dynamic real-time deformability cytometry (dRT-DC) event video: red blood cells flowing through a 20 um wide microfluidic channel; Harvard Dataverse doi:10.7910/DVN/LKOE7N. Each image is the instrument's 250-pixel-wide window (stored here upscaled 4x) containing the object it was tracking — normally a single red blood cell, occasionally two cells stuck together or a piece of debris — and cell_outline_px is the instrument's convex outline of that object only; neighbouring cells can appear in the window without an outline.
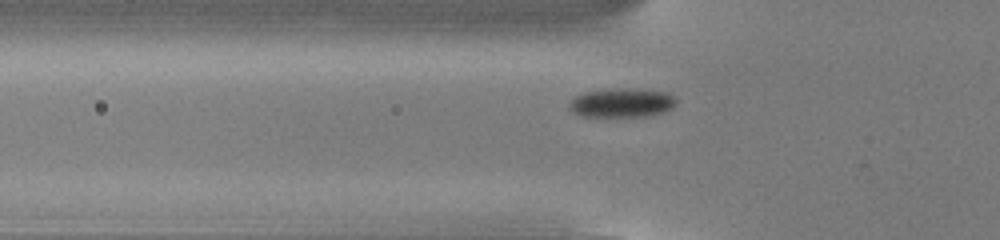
{"species": "common noctule bat (a hibernating species)", "species_latin": "Nyctalus noctula", "temperature_condition": "cold", "stored_images_in_passage": 46, "camera_frame_rate_fps": 3000, "um_per_image_px": 0.085, "animal": {"sex": "male", "body_mass_g": 13.0, "forearm_length_mm": 53.1}, "frame": {"image": 1, "passage_image": 10, "time_ms": 3.0, "image_size_px": [1000, 240], "cell_outline_px": [[676, 104], [672, 108], [664, 112], [644, 116], [580, 116], [572, 112], [568, 108], [568, 100], [572, 96], [584, 92], [628, 88], [636, 88], [668, 92], [676, 96]], "centroid_in_image_um": [52.84, 8.73], "position_along_channel_um": 73.0, "area_um2": 18.38}}
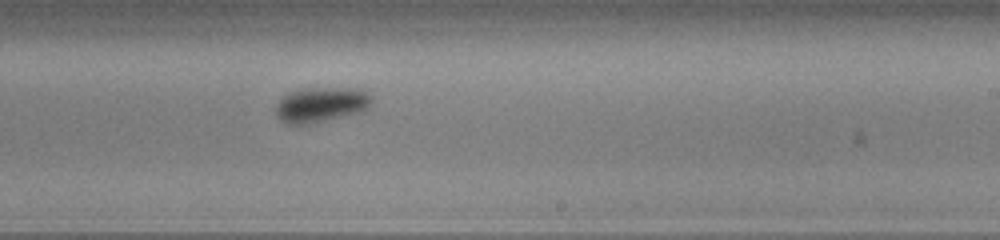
{"frame": {"image": 2, "passage_image": 25, "time_ms": 8.0, "image_size_px": [1000, 240], "cell_outline_px": [[372, 100], [368, 108], [364, 112], [308, 124], [284, 124], [276, 116], [276, 104], [284, 96], [300, 88], [352, 88], [368, 92], [372, 96]], "centroid_in_image_um": [27.3, 8.9], "position_along_channel_um": 261.7, "area_um2": 19.77}}
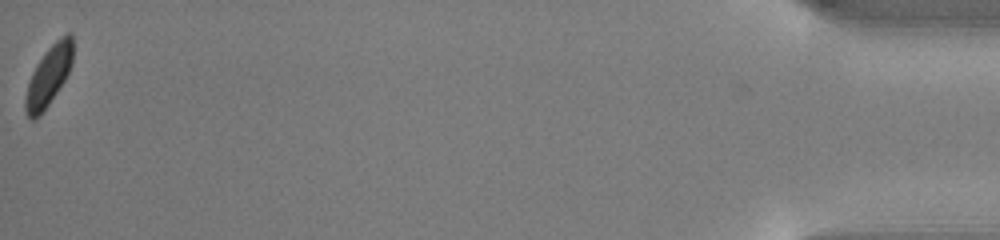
{"frame": {"image": 3, "passage_image": 46, "time_ms": 15.0, "image_size_px": [1000, 240], "cell_outline_px": [[72, 64], [64, 80], [40, 116], [32, 120], [28, 116], [24, 108], [24, 100], [28, 84], [32, 72], [36, 64], [44, 52], [60, 36], [68, 32], [72, 32]], "centroid_in_image_um": [4.12, 6.43], "position_along_channel_um": 431.1, "area_um2": 16.42}, "authors_computed_cell_mechanics": {"area_um2": 17.629, "velocity_mm_per_s": 3.7843, "shape_relaxation_time_tau1_ms": 1.0501, "shape_relaxation_time_tau2_ms": null, "deformation_change_tau1": 0.0962, "deformation_change_tau2": null}}